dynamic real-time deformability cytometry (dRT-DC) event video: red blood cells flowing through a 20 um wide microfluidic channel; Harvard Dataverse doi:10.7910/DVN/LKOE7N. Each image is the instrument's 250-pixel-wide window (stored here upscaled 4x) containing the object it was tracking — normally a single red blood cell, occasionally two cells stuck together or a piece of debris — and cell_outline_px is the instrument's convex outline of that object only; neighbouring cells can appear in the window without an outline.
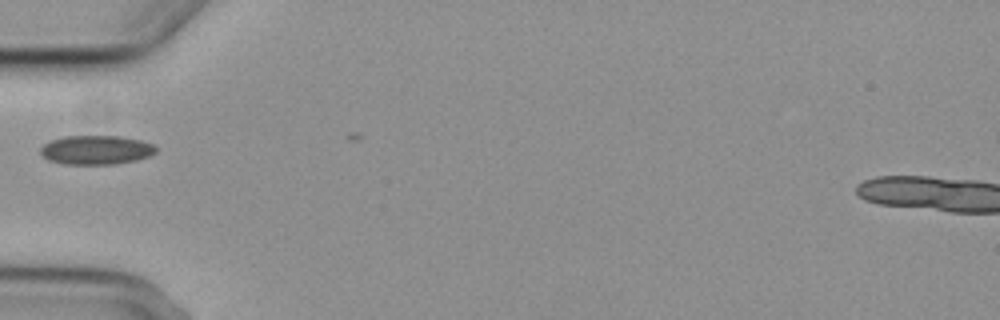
{"species": "common noctule bat (a hibernating species)", "species_latin": "Nyctalus noctula", "temperature_condition": "cold", "stored_images_in_passage": 1, "camera_frame_rate_fps": 3000, "um_per_image_px": 0.085, "animal": {"sex": "female", "body_mass_g": 29.2, "forearm_length_mm": 56.3}, "frame": {"image": 1, "passage_image": 1, "time_ms": 0.0, "image_size_px": [1000, 320], "cell_outline_px": [[156, 152], [148, 156], [136, 160], [116, 164], [64, 164], [48, 160], [40, 152], [40, 148], [44, 144], [52, 140], [64, 136], [120, 136], [140, 140], [156, 144]], "centroid_in_image_um": [8.19, 12.74], "position_along_channel_um": 76.8, "area_um2": 19.59}}